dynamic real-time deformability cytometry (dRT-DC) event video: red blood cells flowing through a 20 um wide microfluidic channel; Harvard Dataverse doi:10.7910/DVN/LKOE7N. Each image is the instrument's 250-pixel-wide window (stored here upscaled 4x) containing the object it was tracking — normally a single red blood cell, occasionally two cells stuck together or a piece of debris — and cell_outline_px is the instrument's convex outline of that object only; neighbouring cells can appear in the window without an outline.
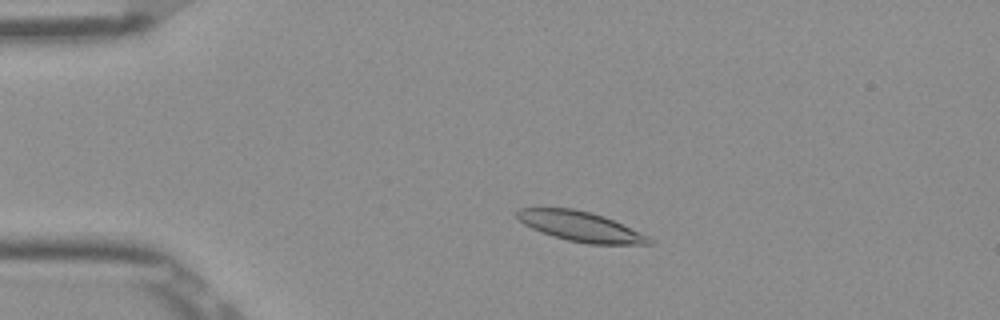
{"species": "Egyptian fruit bat (a non-hibernating species)", "species_latin": "Rousettus aegyptiacus", "temperature_condition": "room temperature", "stored_images_in_passage": 51, "camera_frame_rate_fps": 3000, "um_per_image_px": 0.085, "frame": {"image": 1, "passage_image": 10, "time_ms": 3.0, "image_size_px": [1000, 320], "cell_outline_px": [[652, 244], [588, 244], [568, 240], [552, 236], [532, 228], [524, 224], [516, 216], [516, 212], [520, 208], [572, 208], [604, 216], [648, 236], [652, 240]], "centroid_in_image_um": [49.33, 19.25], "position_along_channel_um": 35.7, "area_um2": 22.66}}
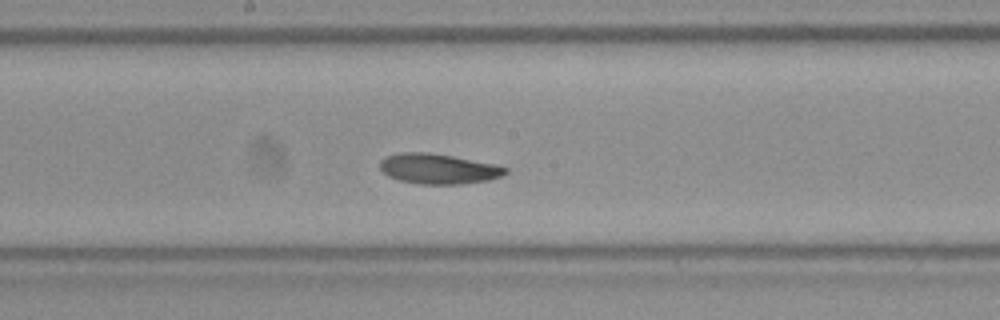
{"frame": {"image": 2, "passage_image": 27, "time_ms": 8.667, "image_size_px": [1000, 320], "cell_outline_px": [[508, 172], [500, 176], [488, 180], [460, 184], [416, 184], [400, 180], [388, 176], [380, 168], [380, 160], [384, 156], [400, 152], [428, 152], [500, 164], [508, 168]], "centroid_in_image_um": [37.27, 14.34], "position_along_channel_um": 210.9, "area_um2": 22.31}}
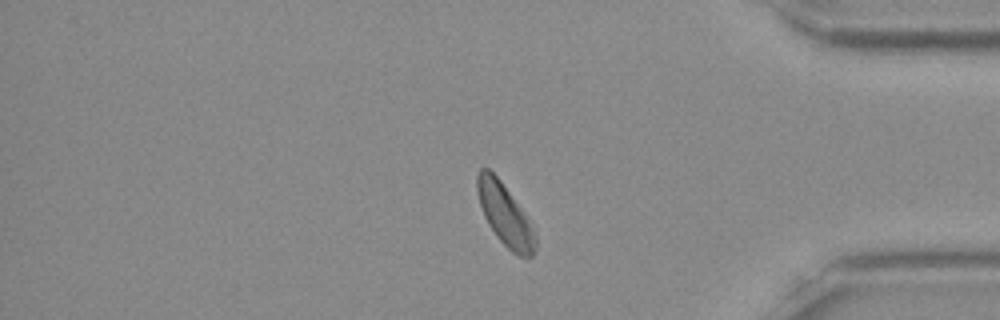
{"frame": {"image": 3, "passage_image": 43, "time_ms": 14.0, "image_size_px": [1000, 320], "cell_outline_px": [[536, 248], [532, 256], [516, 256], [496, 236], [488, 224], [484, 216], [480, 204], [476, 188], [476, 176], [480, 168], [488, 168], [500, 180], [520, 208], [528, 220], [536, 236]], "centroid_in_image_um": [42.89, 18.26], "position_along_channel_um": 392.3, "area_um2": 20.46}, "authors_computed_cell_mechanics": {"area_um2": 22.3108, "velocity_mm_per_s": 3.8345, "shape_relaxation_time_tau1_ms": 8.6934, "shape_relaxation_time_tau2_ms": 4.0827, "deformation_change_tau1": 0.1813, "deformation_change_tau2": 0.1013}}